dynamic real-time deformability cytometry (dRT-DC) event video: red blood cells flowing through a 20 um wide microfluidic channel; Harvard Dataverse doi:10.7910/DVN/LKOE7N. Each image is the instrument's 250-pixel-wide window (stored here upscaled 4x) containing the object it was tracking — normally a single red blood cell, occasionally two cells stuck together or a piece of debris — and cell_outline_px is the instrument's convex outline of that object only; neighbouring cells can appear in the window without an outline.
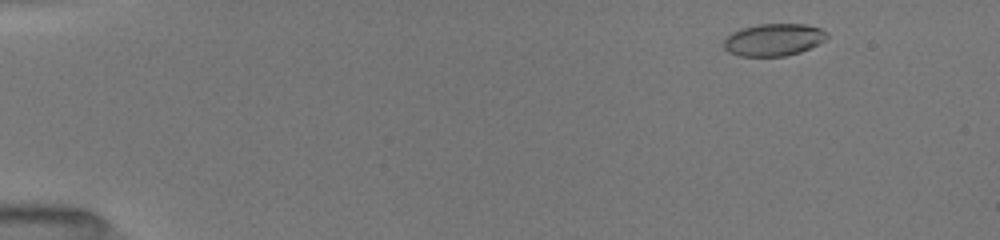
{"species": "common noctule bat (a hibernating species)", "species_latin": "Nyctalus noctula", "temperature_condition": "room temperature", "stored_images_in_passage": 40, "camera_frame_rate_fps": 3000, "um_per_image_px": 0.085, "animal": {"sex": "female", "body_mass_g": 19.5, "forearm_length_mm": 54.1}, "frame": {"image": 1, "passage_image": 4, "time_ms": 1.0, "image_size_px": [1000, 240], "cell_outline_px": [[828, 36], [824, 40], [800, 52], [784, 56], [740, 56], [728, 52], [724, 48], [724, 40], [732, 32], [744, 28], [760, 24], [808, 24], [820, 28], [828, 32]], "centroid_in_image_um": [65.76, 3.37], "position_along_channel_um": 19.2, "area_um2": 19.25}}
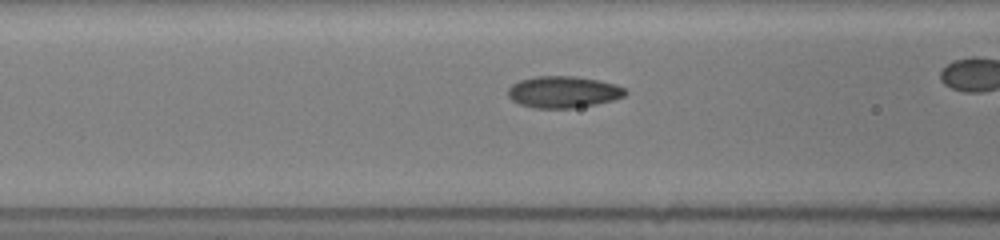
{"frame": {"image": 2, "passage_image": 20, "time_ms": 6.333, "image_size_px": [1000, 240], "cell_outline_px": [[628, 92], [624, 96], [612, 100], [596, 104], [572, 108], [532, 108], [520, 104], [512, 100], [508, 96], [508, 88], [512, 84], [520, 80], [536, 76], [576, 76], [600, 80], [616, 84], [624, 88]], "centroid_in_image_um": [47.88, 7.81], "position_along_channel_um": 118.7, "area_um2": 21.73}}
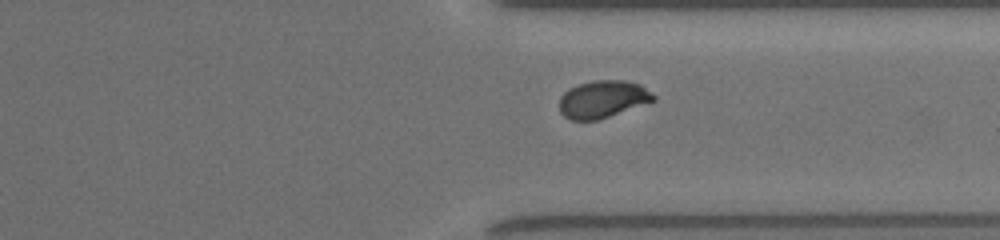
{"frame": {"image": 3, "passage_image": 38, "time_ms": 12.333, "image_size_px": [1000, 240], "cell_outline_px": [[656, 100], [600, 120], [572, 120], [564, 116], [560, 112], [560, 96], [568, 88], [592, 80], [624, 80], [640, 84], [652, 92], [656, 96]], "centroid_in_image_um": [51.25, 8.43], "position_along_channel_um": 360.2, "area_um2": 20.69}}